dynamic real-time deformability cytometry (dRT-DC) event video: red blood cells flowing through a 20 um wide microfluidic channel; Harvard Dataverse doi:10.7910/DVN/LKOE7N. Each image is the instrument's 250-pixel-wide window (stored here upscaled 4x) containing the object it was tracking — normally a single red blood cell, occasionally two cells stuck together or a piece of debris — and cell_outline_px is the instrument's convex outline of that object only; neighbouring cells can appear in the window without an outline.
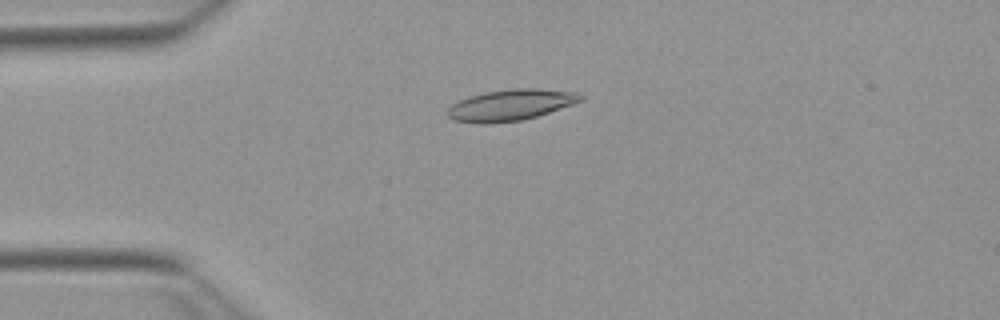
{"species": "Egyptian fruit bat (a non-hibernating species)", "species_latin": "Rousettus aegyptiacus", "temperature_condition": "warm", "stored_images_in_passage": 15, "camera_frame_rate_fps": 3000, "um_per_image_px": 0.085, "animal": {"sex": "female"}, "frame": {"image": 1, "passage_image": 2, "time_ms": 0.333, "image_size_px": [1000, 320], "cell_outline_px": [[584, 96], [580, 100], [572, 104], [536, 116], [520, 120], [488, 124], [480, 124], [452, 120], [444, 112], [452, 104], [468, 96], [484, 92], [512, 88], [536, 88], [576, 92]], "centroid_in_image_um": [43.32, 8.92], "position_along_channel_um": 41.7, "area_um2": 24.16}}
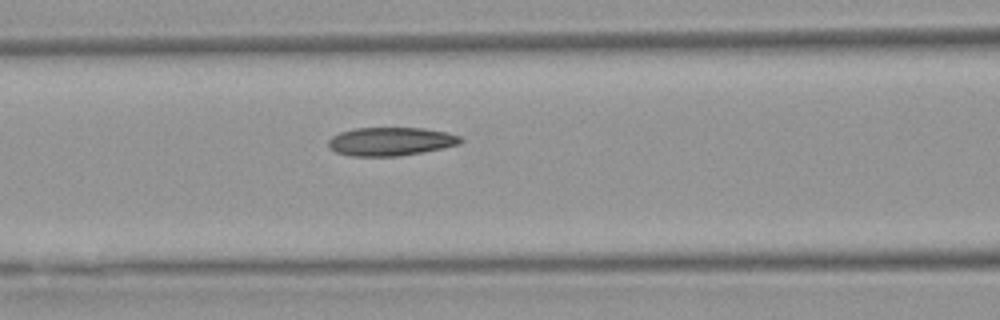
{"frame": {"image": 2, "passage_image": 11, "time_ms": 3.333, "image_size_px": [1000, 320], "cell_outline_px": [[464, 140], [460, 144], [420, 152], [396, 156], [352, 156], [336, 152], [328, 144], [328, 140], [332, 136], [340, 132], [356, 128], [424, 128], [448, 132], [460, 136]], "centroid_in_image_um": [33.22, 12.01], "position_along_channel_um": 133.4, "area_um2": 21.73}}
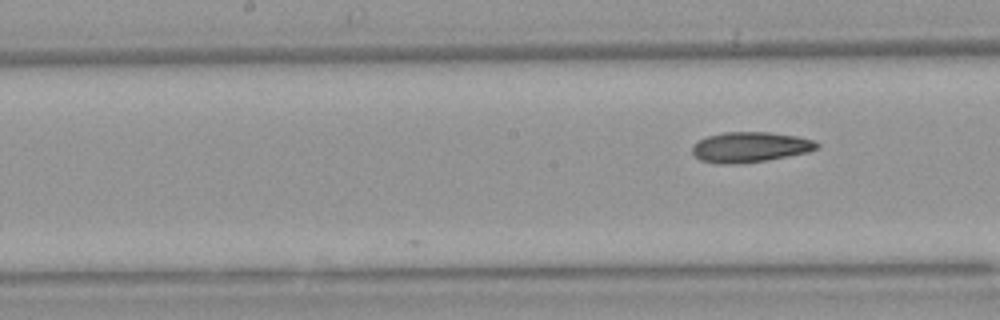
{"frame": {"image": 3, "passage_image": 15, "time_ms": 4.667, "image_size_px": [1000, 320], "cell_outline_px": [[820, 148], [808, 152], [764, 160], [736, 164], [716, 164], [700, 160], [692, 152], [692, 144], [708, 136], [724, 132], [768, 132], [796, 136], [812, 140], [820, 144]], "centroid_in_image_um": [63.74, 12.5], "position_along_channel_um": 184.5, "area_um2": 21.91}}